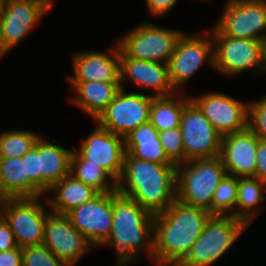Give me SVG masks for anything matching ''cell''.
I'll use <instances>...</instances> for the list:
<instances>
[{
	"mask_svg": "<svg viewBox=\"0 0 266 266\" xmlns=\"http://www.w3.org/2000/svg\"><path fill=\"white\" fill-rule=\"evenodd\" d=\"M149 13L154 17H164L169 11L173 10L178 0H145Z\"/></svg>",
	"mask_w": 266,
	"mask_h": 266,
	"instance_id": "cell-35",
	"label": "cell"
},
{
	"mask_svg": "<svg viewBox=\"0 0 266 266\" xmlns=\"http://www.w3.org/2000/svg\"><path fill=\"white\" fill-rule=\"evenodd\" d=\"M176 167L133 157L125 153L117 192L136 201L155 215L176 200Z\"/></svg>",
	"mask_w": 266,
	"mask_h": 266,
	"instance_id": "cell-2",
	"label": "cell"
},
{
	"mask_svg": "<svg viewBox=\"0 0 266 266\" xmlns=\"http://www.w3.org/2000/svg\"><path fill=\"white\" fill-rule=\"evenodd\" d=\"M213 25L223 36L263 40L266 38L264 0H226Z\"/></svg>",
	"mask_w": 266,
	"mask_h": 266,
	"instance_id": "cell-11",
	"label": "cell"
},
{
	"mask_svg": "<svg viewBox=\"0 0 266 266\" xmlns=\"http://www.w3.org/2000/svg\"><path fill=\"white\" fill-rule=\"evenodd\" d=\"M8 47L4 43L3 32H2V24L0 20V59H2L7 53H9Z\"/></svg>",
	"mask_w": 266,
	"mask_h": 266,
	"instance_id": "cell-39",
	"label": "cell"
},
{
	"mask_svg": "<svg viewBox=\"0 0 266 266\" xmlns=\"http://www.w3.org/2000/svg\"><path fill=\"white\" fill-rule=\"evenodd\" d=\"M28 197L26 154L23 157L0 158V199Z\"/></svg>",
	"mask_w": 266,
	"mask_h": 266,
	"instance_id": "cell-27",
	"label": "cell"
},
{
	"mask_svg": "<svg viewBox=\"0 0 266 266\" xmlns=\"http://www.w3.org/2000/svg\"><path fill=\"white\" fill-rule=\"evenodd\" d=\"M209 31L214 44L216 73L227 78L256 69L258 76L262 74L261 40L223 36L214 26Z\"/></svg>",
	"mask_w": 266,
	"mask_h": 266,
	"instance_id": "cell-9",
	"label": "cell"
},
{
	"mask_svg": "<svg viewBox=\"0 0 266 266\" xmlns=\"http://www.w3.org/2000/svg\"><path fill=\"white\" fill-rule=\"evenodd\" d=\"M62 147L55 140L40 136V172H42V196L48 195L50 188L70 174L71 157L74 151Z\"/></svg>",
	"mask_w": 266,
	"mask_h": 266,
	"instance_id": "cell-22",
	"label": "cell"
},
{
	"mask_svg": "<svg viewBox=\"0 0 266 266\" xmlns=\"http://www.w3.org/2000/svg\"><path fill=\"white\" fill-rule=\"evenodd\" d=\"M255 177L266 183V140L259 139Z\"/></svg>",
	"mask_w": 266,
	"mask_h": 266,
	"instance_id": "cell-37",
	"label": "cell"
},
{
	"mask_svg": "<svg viewBox=\"0 0 266 266\" xmlns=\"http://www.w3.org/2000/svg\"><path fill=\"white\" fill-rule=\"evenodd\" d=\"M125 81L132 82L139 90H149L148 93L155 97L176 93L170 83L168 64L128 58L120 50L121 88L125 87Z\"/></svg>",
	"mask_w": 266,
	"mask_h": 266,
	"instance_id": "cell-18",
	"label": "cell"
},
{
	"mask_svg": "<svg viewBox=\"0 0 266 266\" xmlns=\"http://www.w3.org/2000/svg\"><path fill=\"white\" fill-rule=\"evenodd\" d=\"M226 175L220 157L189 160L176 169V199L212 215L213 195Z\"/></svg>",
	"mask_w": 266,
	"mask_h": 266,
	"instance_id": "cell-4",
	"label": "cell"
},
{
	"mask_svg": "<svg viewBox=\"0 0 266 266\" xmlns=\"http://www.w3.org/2000/svg\"><path fill=\"white\" fill-rule=\"evenodd\" d=\"M248 128L261 140H266V95L248 102Z\"/></svg>",
	"mask_w": 266,
	"mask_h": 266,
	"instance_id": "cell-34",
	"label": "cell"
},
{
	"mask_svg": "<svg viewBox=\"0 0 266 266\" xmlns=\"http://www.w3.org/2000/svg\"><path fill=\"white\" fill-rule=\"evenodd\" d=\"M182 93L185 92L153 98L150 108V123L159 132L180 127L183 109L191 101L190 95Z\"/></svg>",
	"mask_w": 266,
	"mask_h": 266,
	"instance_id": "cell-26",
	"label": "cell"
},
{
	"mask_svg": "<svg viewBox=\"0 0 266 266\" xmlns=\"http://www.w3.org/2000/svg\"><path fill=\"white\" fill-rule=\"evenodd\" d=\"M18 248L13 232L8 223L0 215V252Z\"/></svg>",
	"mask_w": 266,
	"mask_h": 266,
	"instance_id": "cell-36",
	"label": "cell"
},
{
	"mask_svg": "<svg viewBox=\"0 0 266 266\" xmlns=\"http://www.w3.org/2000/svg\"><path fill=\"white\" fill-rule=\"evenodd\" d=\"M211 216L207 210L177 199L164 212L155 214L153 264L178 266L201 236Z\"/></svg>",
	"mask_w": 266,
	"mask_h": 266,
	"instance_id": "cell-1",
	"label": "cell"
},
{
	"mask_svg": "<svg viewBox=\"0 0 266 266\" xmlns=\"http://www.w3.org/2000/svg\"><path fill=\"white\" fill-rule=\"evenodd\" d=\"M22 255L23 266H69L43 244L23 248Z\"/></svg>",
	"mask_w": 266,
	"mask_h": 266,
	"instance_id": "cell-33",
	"label": "cell"
},
{
	"mask_svg": "<svg viewBox=\"0 0 266 266\" xmlns=\"http://www.w3.org/2000/svg\"><path fill=\"white\" fill-rule=\"evenodd\" d=\"M180 128L188 160L220 156L222 136L192 100L183 109Z\"/></svg>",
	"mask_w": 266,
	"mask_h": 266,
	"instance_id": "cell-14",
	"label": "cell"
},
{
	"mask_svg": "<svg viewBox=\"0 0 266 266\" xmlns=\"http://www.w3.org/2000/svg\"><path fill=\"white\" fill-rule=\"evenodd\" d=\"M38 3H40L41 5H43L48 11H50L51 9L53 10V7L55 6V0H34Z\"/></svg>",
	"mask_w": 266,
	"mask_h": 266,
	"instance_id": "cell-41",
	"label": "cell"
},
{
	"mask_svg": "<svg viewBox=\"0 0 266 266\" xmlns=\"http://www.w3.org/2000/svg\"><path fill=\"white\" fill-rule=\"evenodd\" d=\"M43 196L0 199V215L8 223L18 247L43 244L47 214Z\"/></svg>",
	"mask_w": 266,
	"mask_h": 266,
	"instance_id": "cell-8",
	"label": "cell"
},
{
	"mask_svg": "<svg viewBox=\"0 0 266 266\" xmlns=\"http://www.w3.org/2000/svg\"><path fill=\"white\" fill-rule=\"evenodd\" d=\"M26 176H28V197L42 196V172H40V137L26 153Z\"/></svg>",
	"mask_w": 266,
	"mask_h": 266,
	"instance_id": "cell-32",
	"label": "cell"
},
{
	"mask_svg": "<svg viewBox=\"0 0 266 266\" xmlns=\"http://www.w3.org/2000/svg\"><path fill=\"white\" fill-rule=\"evenodd\" d=\"M115 42L108 52L74 51L70 59L73 72L71 76L66 75L68 82H120V47Z\"/></svg>",
	"mask_w": 266,
	"mask_h": 266,
	"instance_id": "cell-17",
	"label": "cell"
},
{
	"mask_svg": "<svg viewBox=\"0 0 266 266\" xmlns=\"http://www.w3.org/2000/svg\"><path fill=\"white\" fill-rule=\"evenodd\" d=\"M88 136L74 151L85 160L104 169L116 182L123 172L125 143L124 137L111 133L95 123Z\"/></svg>",
	"mask_w": 266,
	"mask_h": 266,
	"instance_id": "cell-15",
	"label": "cell"
},
{
	"mask_svg": "<svg viewBox=\"0 0 266 266\" xmlns=\"http://www.w3.org/2000/svg\"><path fill=\"white\" fill-rule=\"evenodd\" d=\"M43 245L69 266H76L94 247L71 223L66 214L50 211L47 214Z\"/></svg>",
	"mask_w": 266,
	"mask_h": 266,
	"instance_id": "cell-12",
	"label": "cell"
},
{
	"mask_svg": "<svg viewBox=\"0 0 266 266\" xmlns=\"http://www.w3.org/2000/svg\"><path fill=\"white\" fill-rule=\"evenodd\" d=\"M262 74H266V38L262 40Z\"/></svg>",
	"mask_w": 266,
	"mask_h": 266,
	"instance_id": "cell-40",
	"label": "cell"
},
{
	"mask_svg": "<svg viewBox=\"0 0 266 266\" xmlns=\"http://www.w3.org/2000/svg\"><path fill=\"white\" fill-rule=\"evenodd\" d=\"M0 266H23L22 248L0 252Z\"/></svg>",
	"mask_w": 266,
	"mask_h": 266,
	"instance_id": "cell-38",
	"label": "cell"
},
{
	"mask_svg": "<svg viewBox=\"0 0 266 266\" xmlns=\"http://www.w3.org/2000/svg\"><path fill=\"white\" fill-rule=\"evenodd\" d=\"M264 191H266V183L257 177H239L235 218L250 226L259 215L260 209L264 208L260 207L266 201Z\"/></svg>",
	"mask_w": 266,
	"mask_h": 266,
	"instance_id": "cell-25",
	"label": "cell"
},
{
	"mask_svg": "<svg viewBox=\"0 0 266 266\" xmlns=\"http://www.w3.org/2000/svg\"><path fill=\"white\" fill-rule=\"evenodd\" d=\"M70 174L99 193L117 191V182L104 169L82 159L75 151L71 157Z\"/></svg>",
	"mask_w": 266,
	"mask_h": 266,
	"instance_id": "cell-28",
	"label": "cell"
},
{
	"mask_svg": "<svg viewBox=\"0 0 266 266\" xmlns=\"http://www.w3.org/2000/svg\"><path fill=\"white\" fill-rule=\"evenodd\" d=\"M41 135L29 130L15 129L0 132V158L23 157Z\"/></svg>",
	"mask_w": 266,
	"mask_h": 266,
	"instance_id": "cell-29",
	"label": "cell"
},
{
	"mask_svg": "<svg viewBox=\"0 0 266 266\" xmlns=\"http://www.w3.org/2000/svg\"><path fill=\"white\" fill-rule=\"evenodd\" d=\"M116 39L128 58L168 64L182 31L140 21Z\"/></svg>",
	"mask_w": 266,
	"mask_h": 266,
	"instance_id": "cell-6",
	"label": "cell"
},
{
	"mask_svg": "<svg viewBox=\"0 0 266 266\" xmlns=\"http://www.w3.org/2000/svg\"><path fill=\"white\" fill-rule=\"evenodd\" d=\"M191 100L223 137L248 128V102L217 91H205Z\"/></svg>",
	"mask_w": 266,
	"mask_h": 266,
	"instance_id": "cell-13",
	"label": "cell"
},
{
	"mask_svg": "<svg viewBox=\"0 0 266 266\" xmlns=\"http://www.w3.org/2000/svg\"><path fill=\"white\" fill-rule=\"evenodd\" d=\"M54 193L51 198L47 197L46 204L50 211L66 214L73 208L91 201L99 192L93 187L78 181L71 174L55 183L48 193Z\"/></svg>",
	"mask_w": 266,
	"mask_h": 266,
	"instance_id": "cell-23",
	"label": "cell"
},
{
	"mask_svg": "<svg viewBox=\"0 0 266 266\" xmlns=\"http://www.w3.org/2000/svg\"><path fill=\"white\" fill-rule=\"evenodd\" d=\"M139 92H128L125 88H120L114 99L94 122L122 137L149 122L150 108L155 96Z\"/></svg>",
	"mask_w": 266,
	"mask_h": 266,
	"instance_id": "cell-10",
	"label": "cell"
},
{
	"mask_svg": "<svg viewBox=\"0 0 266 266\" xmlns=\"http://www.w3.org/2000/svg\"><path fill=\"white\" fill-rule=\"evenodd\" d=\"M73 92L70 98L72 106L90 116L94 121L106 109L121 88L120 82H69ZM74 104V105H73Z\"/></svg>",
	"mask_w": 266,
	"mask_h": 266,
	"instance_id": "cell-21",
	"label": "cell"
},
{
	"mask_svg": "<svg viewBox=\"0 0 266 266\" xmlns=\"http://www.w3.org/2000/svg\"><path fill=\"white\" fill-rule=\"evenodd\" d=\"M153 232L154 215L136 201L114 191L112 230L101 247L115 250V266H128L134 260H142V250L153 263Z\"/></svg>",
	"mask_w": 266,
	"mask_h": 266,
	"instance_id": "cell-3",
	"label": "cell"
},
{
	"mask_svg": "<svg viewBox=\"0 0 266 266\" xmlns=\"http://www.w3.org/2000/svg\"><path fill=\"white\" fill-rule=\"evenodd\" d=\"M258 143L259 138L249 128L222 137L219 157L227 175L255 177Z\"/></svg>",
	"mask_w": 266,
	"mask_h": 266,
	"instance_id": "cell-19",
	"label": "cell"
},
{
	"mask_svg": "<svg viewBox=\"0 0 266 266\" xmlns=\"http://www.w3.org/2000/svg\"><path fill=\"white\" fill-rule=\"evenodd\" d=\"M249 226L233 216L212 215L187 257L178 266H212Z\"/></svg>",
	"mask_w": 266,
	"mask_h": 266,
	"instance_id": "cell-5",
	"label": "cell"
},
{
	"mask_svg": "<svg viewBox=\"0 0 266 266\" xmlns=\"http://www.w3.org/2000/svg\"><path fill=\"white\" fill-rule=\"evenodd\" d=\"M238 177L226 175L218 185L212 201V215L233 216L237 203Z\"/></svg>",
	"mask_w": 266,
	"mask_h": 266,
	"instance_id": "cell-30",
	"label": "cell"
},
{
	"mask_svg": "<svg viewBox=\"0 0 266 266\" xmlns=\"http://www.w3.org/2000/svg\"><path fill=\"white\" fill-rule=\"evenodd\" d=\"M66 215L95 249L109 238L112 230L113 192L99 193L91 201L73 208Z\"/></svg>",
	"mask_w": 266,
	"mask_h": 266,
	"instance_id": "cell-16",
	"label": "cell"
},
{
	"mask_svg": "<svg viewBox=\"0 0 266 266\" xmlns=\"http://www.w3.org/2000/svg\"><path fill=\"white\" fill-rule=\"evenodd\" d=\"M7 0H0V17L3 15L6 8Z\"/></svg>",
	"mask_w": 266,
	"mask_h": 266,
	"instance_id": "cell-42",
	"label": "cell"
},
{
	"mask_svg": "<svg viewBox=\"0 0 266 266\" xmlns=\"http://www.w3.org/2000/svg\"><path fill=\"white\" fill-rule=\"evenodd\" d=\"M125 153L148 162L170 164L159 131L149 122L140 125L124 137Z\"/></svg>",
	"mask_w": 266,
	"mask_h": 266,
	"instance_id": "cell-24",
	"label": "cell"
},
{
	"mask_svg": "<svg viewBox=\"0 0 266 266\" xmlns=\"http://www.w3.org/2000/svg\"><path fill=\"white\" fill-rule=\"evenodd\" d=\"M159 140L167 154L168 162L176 168L189 160L184 152L182 131L180 127L159 132Z\"/></svg>",
	"mask_w": 266,
	"mask_h": 266,
	"instance_id": "cell-31",
	"label": "cell"
},
{
	"mask_svg": "<svg viewBox=\"0 0 266 266\" xmlns=\"http://www.w3.org/2000/svg\"><path fill=\"white\" fill-rule=\"evenodd\" d=\"M182 33L168 62L169 79L176 92H182L188 80L205 64L214 70V44L209 31ZM206 32V34H205ZM203 35V36H202ZM183 88V89H182Z\"/></svg>",
	"mask_w": 266,
	"mask_h": 266,
	"instance_id": "cell-7",
	"label": "cell"
},
{
	"mask_svg": "<svg viewBox=\"0 0 266 266\" xmlns=\"http://www.w3.org/2000/svg\"><path fill=\"white\" fill-rule=\"evenodd\" d=\"M49 13L43 5L34 0H7L6 8L0 17L3 39L11 51L39 26L40 21Z\"/></svg>",
	"mask_w": 266,
	"mask_h": 266,
	"instance_id": "cell-20",
	"label": "cell"
}]
</instances>
